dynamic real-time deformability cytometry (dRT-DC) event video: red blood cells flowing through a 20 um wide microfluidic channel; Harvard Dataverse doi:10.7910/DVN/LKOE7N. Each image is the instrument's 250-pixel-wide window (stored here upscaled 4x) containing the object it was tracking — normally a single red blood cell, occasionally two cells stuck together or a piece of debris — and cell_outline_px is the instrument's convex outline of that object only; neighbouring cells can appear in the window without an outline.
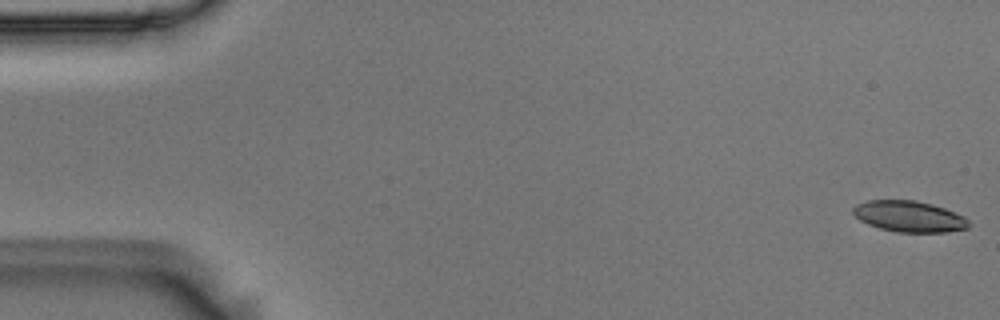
{"species": "Egyptian fruit bat (a non-hibernating species)", "species_latin": "Rousettus aegyptiacus", "temperature_condition": "room temperature", "stored_images_in_passage": 55, "camera_frame_rate_fps": 3000, "um_per_image_px": 0.085, "animal": {"sex": "male"}, "frame": {"image": 1, "passage_image": 1, "time_ms": 0.0, "image_size_px": [1000, 320], "cell_outline_px": [[968, 228], [944, 232], [896, 232], [880, 228], [868, 224], [860, 220], [852, 212], [852, 208], [856, 204], [868, 200], [916, 200], [932, 204], [944, 208], [964, 216], [968, 220]], "centroid_in_image_um": [77.26, 18.39], "position_along_channel_um": 7.7, "area_um2": 20.87}}
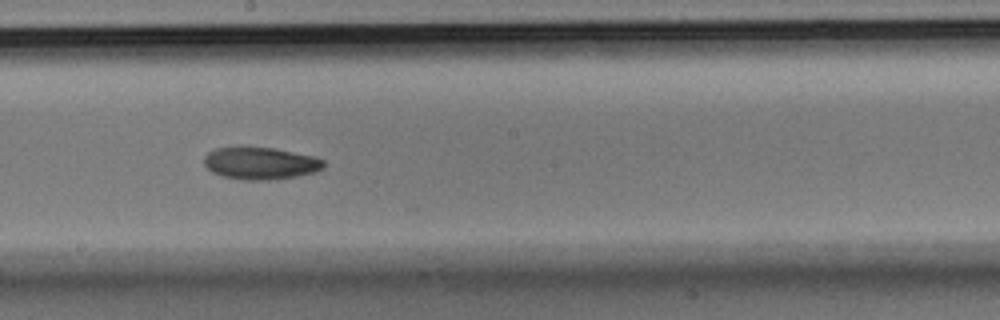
{"frame": {"image": 2, "passage_image": 30, "time_ms": 9.667, "image_size_px": [1000, 320], "cell_outline_px": [[324, 168], [316, 172], [296, 176], [268, 180], [240, 180], [224, 176], [212, 172], [204, 164], [204, 156], [208, 152], [216, 148], [276, 148], [316, 156], [324, 160]], "centroid_in_image_um": [22.18, 13.88], "position_along_channel_um": 226.0, "area_um2": 22.43}}
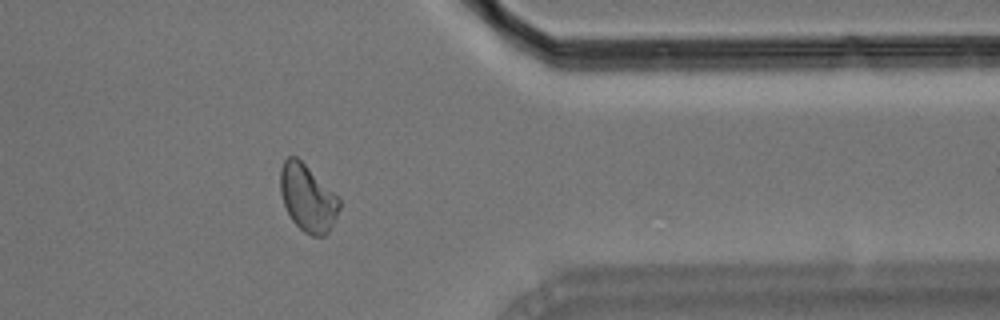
{"frame": {"image": 3, "passage_image": 44, "time_ms": 14.333, "image_size_px": [1000, 320], "cell_outline_px": [[340, 208], [328, 232], [324, 236], [312, 236], [304, 232], [292, 220], [284, 204], [280, 192], [280, 168], [284, 160], [288, 156], [296, 156], [340, 200]], "centroid_in_image_um": [26.12, 16.84], "position_along_channel_um": 385.3, "area_um2": 22.48}, "authors_computed_cell_mechanics": {"area_um2": 22.4264, "velocity_mm_per_s": 3.6984, "shape_relaxation_time_tau1_ms": 4.9653, "shape_relaxation_time_tau2_ms": 6.9985, "deformation_change_tau1": 0.144, "deformation_change_tau2": 0.1266}}